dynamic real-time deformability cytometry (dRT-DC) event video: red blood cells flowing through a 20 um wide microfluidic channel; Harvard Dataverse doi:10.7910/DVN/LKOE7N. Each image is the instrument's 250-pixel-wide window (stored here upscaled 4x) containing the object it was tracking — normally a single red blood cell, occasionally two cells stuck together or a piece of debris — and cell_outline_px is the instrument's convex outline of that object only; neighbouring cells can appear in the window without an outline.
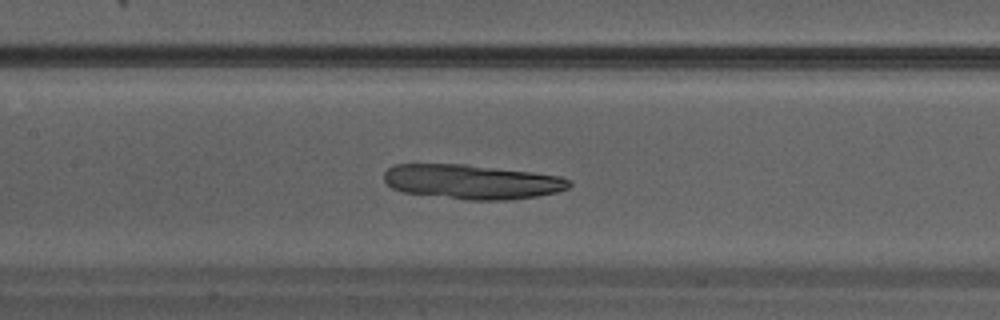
{"species": "Egyptian fruit bat (a non-hibernating species)", "species_latin": "Rousettus aegyptiacus", "temperature_condition": "warm", "stored_images_in_passage": 22, "camera_frame_rate_fps": 3000, "um_per_image_px": 0.085, "animal": {"sex": "male"}, "frame": {"image": 1, "passage_image": 13, "time_ms": 4.0, "image_size_px": [1000, 320], "cell_outline_px": [[572, 184], [568, 188], [556, 192], [536, 196], [504, 200], [468, 200], [404, 192], [392, 188], [384, 180], [384, 172], [388, 168], [396, 164], [464, 164], [532, 172], [560, 176], [572, 180]], "centroid_in_image_um": [40.12, 15.45], "position_along_channel_um": 167.3, "area_um2": 37.17}}
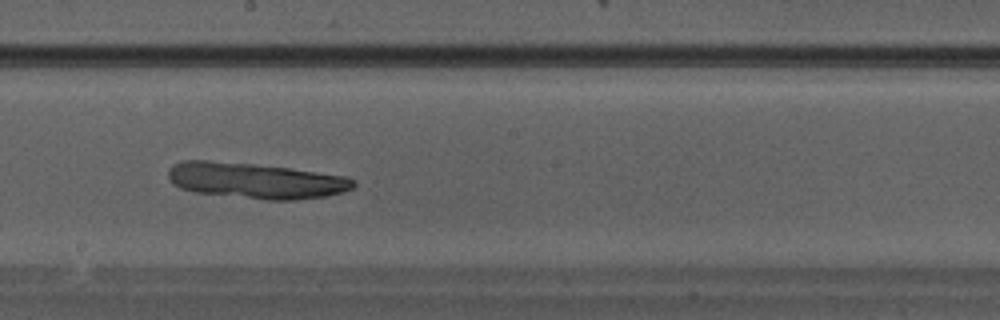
{"frame": {"image": 2, "passage_image": 16, "time_ms": 5.0, "image_size_px": [1000, 320], "cell_outline_px": [[356, 184], [352, 188], [340, 192], [324, 196], [292, 200], [268, 200], [196, 192], [180, 188], [172, 184], [168, 176], [168, 168], [172, 164], [184, 160], [208, 160], [252, 164], [288, 168], [348, 176], [356, 180]], "centroid_in_image_um": [21.7, 15.34], "position_along_channel_um": 226.5, "area_um2": 38.49}}